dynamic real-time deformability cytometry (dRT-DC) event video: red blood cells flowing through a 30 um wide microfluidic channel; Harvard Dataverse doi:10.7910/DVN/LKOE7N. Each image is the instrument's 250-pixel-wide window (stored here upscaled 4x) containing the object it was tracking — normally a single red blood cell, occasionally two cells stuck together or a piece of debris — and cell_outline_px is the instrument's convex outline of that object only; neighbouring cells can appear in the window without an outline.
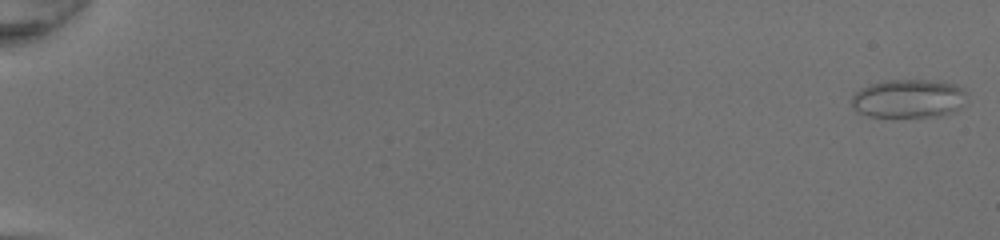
{"species": "common noctule bat (a hibernating species)", "species_latin": "Nyctalus noctula", "temperature_condition": "room temperature", "stored_images_in_passage": 51, "camera_frame_rate_fps": 3000, "um_per_image_px": 0.085, "animal": {"sex": "female", "body_mass_g": 20.0, "forearm_length_mm": 54.0}, "frame": {"image": 1, "passage_image": 1, "time_ms": 0.0, "image_size_px": [1000, 240], "cell_outline_px": [[968, 96], [960, 108], [956, 112], [940, 116], [868, 116], [856, 112], [852, 108], [852, 96], [856, 92], [872, 84], [884, 80], [940, 80], [956, 84], [964, 88], [968, 92]], "centroid_in_image_um": [77.3, 8.37], "position_along_channel_um": 7.7, "area_um2": 26.24}}
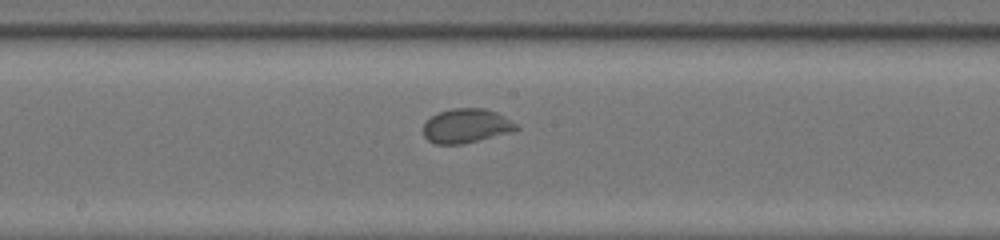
{"frame": {"image": 2, "passage_image": 30, "time_ms": 9.667, "image_size_px": [1000, 240], "cell_outline_px": [[520, 128], [512, 132], [460, 144], [436, 144], [428, 140], [424, 136], [424, 124], [432, 116], [440, 112], [452, 108], [484, 108], [496, 112], [504, 116], [516, 124]], "centroid_in_image_um": [39.64, 10.69], "position_along_channel_um": 208.6, "area_um2": 18.32}}
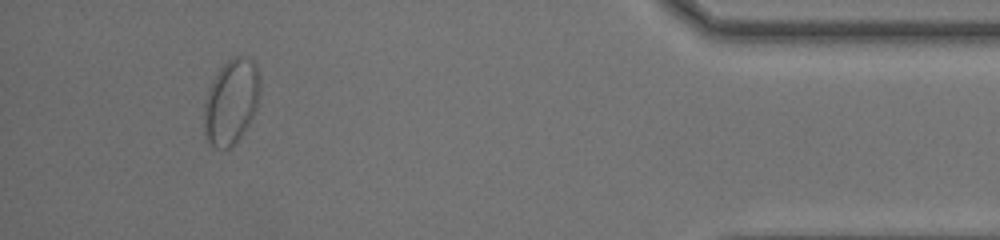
{"frame": {"image": 3, "passage_image": 48, "time_ms": 15.667, "image_size_px": [1000, 240], "cell_outline_px": [[260, 88], [256, 108], [248, 124], [240, 136], [228, 148], [216, 148], [204, 136], [204, 104], [212, 80], [220, 68], [232, 56], [248, 56], [256, 64], [260, 76]], "centroid_in_image_um": [19.65, 8.6], "position_along_channel_um": 415.5, "area_um2": 27.57}, "authors_computed_cell_mechanics": {"area_um2": 20.8658, "velocity_mm_per_s": 4.2691, "shape_relaxation_time_tau1_ms": 5.2963, "shape_relaxation_time_tau2_ms": null, "deformation_change_tau1": 0.1051, "deformation_change_tau2": null}}